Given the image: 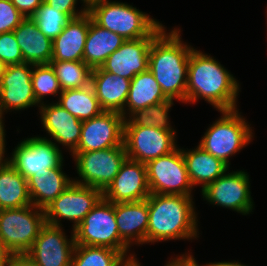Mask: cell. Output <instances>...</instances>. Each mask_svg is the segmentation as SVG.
<instances>
[{
	"mask_svg": "<svg viewBox=\"0 0 267 266\" xmlns=\"http://www.w3.org/2000/svg\"><path fill=\"white\" fill-rule=\"evenodd\" d=\"M239 83L216 59L192 49L188 62L186 103L204 99L218 111L236 109Z\"/></svg>",
	"mask_w": 267,
	"mask_h": 266,
	"instance_id": "1",
	"label": "cell"
},
{
	"mask_svg": "<svg viewBox=\"0 0 267 266\" xmlns=\"http://www.w3.org/2000/svg\"><path fill=\"white\" fill-rule=\"evenodd\" d=\"M180 29L166 33L165 28L153 39L148 70L164 95L186 103L188 62L192 47L181 41Z\"/></svg>",
	"mask_w": 267,
	"mask_h": 266,
	"instance_id": "2",
	"label": "cell"
},
{
	"mask_svg": "<svg viewBox=\"0 0 267 266\" xmlns=\"http://www.w3.org/2000/svg\"><path fill=\"white\" fill-rule=\"evenodd\" d=\"M192 199L177 194H150L147 243L199 237Z\"/></svg>",
	"mask_w": 267,
	"mask_h": 266,
	"instance_id": "3",
	"label": "cell"
},
{
	"mask_svg": "<svg viewBox=\"0 0 267 266\" xmlns=\"http://www.w3.org/2000/svg\"><path fill=\"white\" fill-rule=\"evenodd\" d=\"M92 20L100 27L135 40L149 36L161 23L123 2L99 0L88 6Z\"/></svg>",
	"mask_w": 267,
	"mask_h": 266,
	"instance_id": "4",
	"label": "cell"
},
{
	"mask_svg": "<svg viewBox=\"0 0 267 266\" xmlns=\"http://www.w3.org/2000/svg\"><path fill=\"white\" fill-rule=\"evenodd\" d=\"M219 112L222 114L221 118L206 130L198 146L229 167V156L251 142L253 130L237 108Z\"/></svg>",
	"mask_w": 267,
	"mask_h": 266,
	"instance_id": "5",
	"label": "cell"
},
{
	"mask_svg": "<svg viewBox=\"0 0 267 266\" xmlns=\"http://www.w3.org/2000/svg\"><path fill=\"white\" fill-rule=\"evenodd\" d=\"M76 245L109 247L125 257L129 246L120 238L114 203L101 198L82 222L73 229Z\"/></svg>",
	"mask_w": 267,
	"mask_h": 266,
	"instance_id": "6",
	"label": "cell"
},
{
	"mask_svg": "<svg viewBox=\"0 0 267 266\" xmlns=\"http://www.w3.org/2000/svg\"><path fill=\"white\" fill-rule=\"evenodd\" d=\"M45 212L33 204L0 210V242L13 254L24 255L34 244L42 226Z\"/></svg>",
	"mask_w": 267,
	"mask_h": 266,
	"instance_id": "7",
	"label": "cell"
},
{
	"mask_svg": "<svg viewBox=\"0 0 267 266\" xmlns=\"http://www.w3.org/2000/svg\"><path fill=\"white\" fill-rule=\"evenodd\" d=\"M76 169L80 180L73 182L97 188L102 192L118 174L127 159L124 146L111 147L105 150L73 152Z\"/></svg>",
	"mask_w": 267,
	"mask_h": 266,
	"instance_id": "8",
	"label": "cell"
},
{
	"mask_svg": "<svg viewBox=\"0 0 267 266\" xmlns=\"http://www.w3.org/2000/svg\"><path fill=\"white\" fill-rule=\"evenodd\" d=\"M147 182L151 194L192 196L190 181L182 148L160 156L146 164Z\"/></svg>",
	"mask_w": 267,
	"mask_h": 266,
	"instance_id": "9",
	"label": "cell"
},
{
	"mask_svg": "<svg viewBox=\"0 0 267 266\" xmlns=\"http://www.w3.org/2000/svg\"><path fill=\"white\" fill-rule=\"evenodd\" d=\"M26 180L34 174L53 168H63L59 146L46 137H30L15 147L12 157L6 159Z\"/></svg>",
	"mask_w": 267,
	"mask_h": 266,
	"instance_id": "10",
	"label": "cell"
},
{
	"mask_svg": "<svg viewBox=\"0 0 267 266\" xmlns=\"http://www.w3.org/2000/svg\"><path fill=\"white\" fill-rule=\"evenodd\" d=\"M103 197L102 191L72 182L44 209L46 223L62 226L60 219L74 221L75 229Z\"/></svg>",
	"mask_w": 267,
	"mask_h": 266,
	"instance_id": "11",
	"label": "cell"
},
{
	"mask_svg": "<svg viewBox=\"0 0 267 266\" xmlns=\"http://www.w3.org/2000/svg\"><path fill=\"white\" fill-rule=\"evenodd\" d=\"M176 131L157 127L124 126L123 144L127 158L147 164L177 148Z\"/></svg>",
	"mask_w": 267,
	"mask_h": 266,
	"instance_id": "12",
	"label": "cell"
},
{
	"mask_svg": "<svg viewBox=\"0 0 267 266\" xmlns=\"http://www.w3.org/2000/svg\"><path fill=\"white\" fill-rule=\"evenodd\" d=\"M201 192L210 204L232 209L243 215L251 213L254 207L249 175L242 170L225 172Z\"/></svg>",
	"mask_w": 267,
	"mask_h": 266,
	"instance_id": "13",
	"label": "cell"
},
{
	"mask_svg": "<svg viewBox=\"0 0 267 266\" xmlns=\"http://www.w3.org/2000/svg\"><path fill=\"white\" fill-rule=\"evenodd\" d=\"M61 226L45 223L32 247L24 254L38 266H71L75 248L74 233L71 239Z\"/></svg>",
	"mask_w": 267,
	"mask_h": 266,
	"instance_id": "14",
	"label": "cell"
},
{
	"mask_svg": "<svg viewBox=\"0 0 267 266\" xmlns=\"http://www.w3.org/2000/svg\"><path fill=\"white\" fill-rule=\"evenodd\" d=\"M124 121L121 113L115 111H103L100 115L83 121L80 140L74 152L124 146Z\"/></svg>",
	"mask_w": 267,
	"mask_h": 266,
	"instance_id": "15",
	"label": "cell"
},
{
	"mask_svg": "<svg viewBox=\"0 0 267 266\" xmlns=\"http://www.w3.org/2000/svg\"><path fill=\"white\" fill-rule=\"evenodd\" d=\"M162 23L147 37L126 40L101 66L105 71L132 80L147 71L149 51L153 39L164 29Z\"/></svg>",
	"mask_w": 267,
	"mask_h": 266,
	"instance_id": "16",
	"label": "cell"
},
{
	"mask_svg": "<svg viewBox=\"0 0 267 266\" xmlns=\"http://www.w3.org/2000/svg\"><path fill=\"white\" fill-rule=\"evenodd\" d=\"M33 65H7L0 84V112L24 110L39 104L32 87Z\"/></svg>",
	"mask_w": 267,
	"mask_h": 266,
	"instance_id": "17",
	"label": "cell"
},
{
	"mask_svg": "<svg viewBox=\"0 0 267 266\" xmlns=\"http://www.w3.org/2000/svg\"><path fill=\"white\" fill-rule=\"evenodd\" d=\"M103 198L112 202H136L149 197L146 164L126 159L118 174L102 192Z\"/></svg>",
	"mask_w": 267,
	"mask_h": 266,
	"instance_id": "18",
	"label": "cell"
},
{
	"mask_svg": "<svg viewBox=\"0 0 267 266\" xmlns=\"http://www.w3.org/2000/svg\"><path fill=\"white\" fill-rule=\"evenodd\" d=\"M40 117L43 127L55 142L68 147L73 153L78 146L82 131V123L72 116L57 102L53 104H41Z\"/></svg>",
	"mask_w": 267,
	"mask_h": 266,
	"instance_id": "19",
	"label": "cell"
},
{
	"mask_svg": "<svg viewBox=\"0 0 267 266\" xmlns=\"http://www.w3.org/2000/svg\"><path fill=\"white\" fill-rule=\"evenodd\" d=\"M114 211L120 238L129 247L132 243H147L148 198L136 202L114 203Z\"/></svg>",
	"mask_w": 267,
	"mask_h": 266,
	"instance_id": "20",
	"label": "cell"
},
{
	"mask_svg": "<svg viewBox=\"0 0 267 266\" xmlns=\"http://www.w3.org/2000/svg\"><path fill=\"white\" fill-rule=\"evenodd\" d=\"M131 80L105 71L102 67L92 69L91 85L104 111L122 113L128 97Z\"/></svg>",
	"mask_w": 267,
	"mask_h": 266,
	"instance_id": "21",
	"label": "cell"
},
{
	"mask_svg": "<svg viewBox=\"0 0 267 266\" xmlns=\"http://www.w3.org/2000/svg\"><path fill=\"white\" fill-rule=\"evenodd\" d=\"M90 14L71 19L63 31L52 41L51 61H83L88 35Z\"/></svg>",
	"mask_w": 267,
	"mask_h": 266,
	"instance_id": "22",
	"label": "cell"
},
{
	"mask_svg": "<svg viewBox=\"0 0 267 266\" xmlns=\"http://www.w3.org/2000/svg\"><path fill=\"white\" fill-rule=\"evenodd\" d=\"M25 63L32 65L50 64L53 43L37 27L31 18H24L13 31Z\"/></svg>",
	"mask_w": 267,
	"mask_h": 266,
	"instance_id": "23",
	"label": "cell"
},
{
	"mask_svg": "<svg viewBox=\"0 0 267 266\" xmlns=\"http://www.w3.org/2000/svg\"><path fill=\"white\" fill-rule=\"evenodd\" d=\"M126 39L97 25L90 15V24L84 46L83 61L91 68L101 67L106 59L117 50Z\"/></svg>",
	"mask_w": 267,
	"mask_h": 266,
	"instance_id": "24",
	"label": "cell"
},
{
	"mask_svg": "<svg viewBox=\"0 0 267 266\" xmlns=\"http://www.w3.org/2000/svg\"><path fill=\"white\" fill-rule=\"evenodd\" d=\"M182 154L192 186L201 185V190L229 170L224 162L200 146L189 151L182 149Z\"/></svg>",
	"mask_w": 267,
	"mask_h": 266,
	"instance_id": "25",
	"label": "cell"
},
{
	"mask_svg": "<svg viewBox=\"0 0 267 266\" xmlns=\"http://www.w3.org/2000/svg\"><path fill=\"white\" fill-rule=\"evenodd\" d=\"M27 181L32 204L43 210L73 182L62 168L34 174Z\"/></svg>",
	"mask_w": 267,
	"mask_h": 266,
	"instance_id": "26",
	"label": "cell"
},
{
	"mask_svg": "<svg viewBox=\"0 0 267 266\" xmlns=\"http://www.w3.org/2000/svg\"><path fill=\"white\" fill-rule=\"evenodd\" d=\"M167 100L169 99L162 92L154 75L147 70L137 74L131 80L125 108L121 115L126 119V116H130L137 110L145 109L148 106Z\"/></svg>",
	"mask_w": 267,
	"mask_h": 266,
	"instance_id": "27",
	"label": "cell"
},
{
	"mask_svg": "<svg viewBox=\"0 0 267 266\" xmlns=\"http://www.w3.org/2000/svg\"><path fill=\"white\" fill-rule=\"evenodd\" d=\"M28 181L6 160H0V210L31 205Z\"/></svg>",
	"mask_w": 267,
	"mask_h": 266,
	"instance_id": "28",
	"label": "cell"
},
{
	"mask_svg": "<svg viewBox=\"0 0 267 266\" xmlns=\"http://www.w3.org/2000/svg\"><path fill=\"white\" fill-rule=\"evenodd\" d=\"M57 103L80 121L90 120L104 111L91 84L62 91Z\"/></svg>",
	"mask_w": 267,
	"mask_h": 266,
	"instance_id": "29",
	"label": "cell"
},
{
	"mask_svg": "<svg viewBox=\"0 0 267 266\" xmlns=\"http://www.w3.org/2000/svg\"><path fill=\"white\" fill-rule=\"evenodd\" d=\"M133 259V254L125 257L109 247L75 245L71 266H124Z\"/></svg>",
	"mask_w": 267,
	"mask_h": 266,
	"instance_id": "30",
	"label": "cell"
},
{
	"mask_svg": "<svg viewBox=\"0 0 267 266\" xmlns=\"http://www.w3.org/2000/svg\"><path fill=\"white\" fill-rule=\"evenodd\" d=\"M61 90L83 88L91 83L92 69L84 61H51Z\"/></svg>",
	"mask_w": 267,
	"mask_h": 266,
	"instance_id": "31",
	"label": "cell"
},
{
	"mask_svg": "<svg viewBox=\"0 0 267 266\" xmlns=\"http://www.w3.org/2000/svg\"><path fill=\"white\" fill-rule=\"evenodd\" d=\"M173 100H167L148 106L133 112L126 117L124 126H147L157 127L165 131H175L169 123V110L173 105Z\"/></svg>",
	"mask_w": 267,
	"mask_h": 266,
	"instance_id": "32",
	"label": "cell"
},
{
	"mask_svg": "<svg viewBox=\"0 0 267 266\" xmlns=\"http://www.w3.org/2000/svg\"><path fill=\"white\" fill-rule=\"evenodd\" d=\"M32 87L36 102L41 105L44 96L61 94L62 90L51 64L33 65ZM60 92V93H59Z\"/></svg>",
	"mask_w": 267,
	"mask_h": 266,
	"instance_id": "33",
	"label": "cell"
},
{
	"mask_svg": "<svg viewBox=\"0 0 267 266\" xmlns=\"http://www.w3.org/2000/svg\"><path fill=\"white\" fill-rule=\"evenodd\" d=\"M38 29L52 41L63 31L71 20L66 14L57 11L43 2L31 17Z\"/></svg>",
	"mask_w": 267,
	"mask_h": 266,
	"instance_id": "34",
	"label": "cell"
},
{
	"mask_svg": "<svg viewBox=\"0 0 267 266\" xmlns=\"http://www.w3.org/2000/svg\"><path fill=\"white\" fill-rule=\"evenodd\" d=\"M0 59L6 66L25 63L13 31L0 34Z\"/></svg>",
	"mask_w": 267,
	"mask_h": 266,
	"instance_id": "35",
	"label": "cell"
},
{
	"mask_svg": "<svg viewBox=\"0 0 267 266\" xmlns=\"http://www.w3.org/2000/svg\"><path fill=\"white\" fill-rule=\"evenodd\" d=\"M23 19L11 0H0V34L14 31Z\"/></svg>",
	"mask_w": 267,
	"mask_h": 266,
	"instance_id": "36",
	"label": "cell"
},
{
	"mask_svg": "<svg viewBox=\"0 0 267 266\" xmlns=\"http://www.w3.org/2000/svg\"><path fill=\"white\" fill-rule=\"evenodd\" d=\"M77 1L78 0H44V2L50 7L66 14L70 19L80 17L88 12V5L84 2V0L81 1L85 6L78 12L75 7Z\"/></svg>",
	"mask_w": 267,
	"mask_h": 266,
	"instance_id": "37",
	"label": "cell"
},
{
	"mask_svg": "<svg viewBox=\"0 0 267 266\" xmlns=\"http://www.w3.org/2000/svg\"><path fill=\"white\" fill-rule=\"evenodd\" d=\"M11 2L24 18H28L35 14L44 0H11Z\"/></svg>",
	"mask_w": 267,
	"mask_h": 266,
	"instance_id": "38",
	"label": "cell"
},
{
	"mask_svg": "<svg viewBox=\"0 0 267 266\" xmlns=\"http://www.w3.org/2000/svg\"><path fill=\"white\" fill-rule=\"evenodd\" d=\"M182 257H187L195 266H200L197 264V261L195 260V258H193V256L189 253V254H183ZM201 266H247V265H243L237 261L234 262H215V263H209L206 265H201Z\"/></svg>",
	"mask_w": 267,
	"mask_h": 266,
	"instance_id": "39",
	"label": "cell"
},
{
	"mask_svg": "<svg viewBox=\"0 0 267 266\" xmlns=\"http://www.w3.org/2000/svg\"><path fill=\"white\" fill-rule=\"evenodd\" d=\"M10 266H38L25 255H13Z\"/></svg>",
	"mask_w": 267,
	"mask_h": 266,
	"instance_id": "40",
	"label": "cell"
},
{
	"mask_svg": "<svg viewBox=\"0 0 267 266\" xmlns=\"http://www.w3.org/2000/svg\"><path fill=\"white\" fill-rule=\"evenodd\" d=\"M13 254L0 242V266H10Z\"/></svg>",
	"mask_w": 267,
	"mask_h": 266,
	"instance_id": "41",
	"label": "cell"
},
{
	"mask_svg": "<svg viewBox=\"0 0 267 266\" xmlns=\"http://www.w3.org/2000/svg\"><path fill=\"white\" fill-rule=\"evenodd\" d=\"M3 113L0 112V160H4L5 155V130L3 122Z\"/></svg>",
	"mask_w": 267,
	"mask_h": 266,
	"instance_id": "42",
	"label": "cell"
},
{
	"mask_svg": "<svg viewBox=\"0 0 267 266\" xmlns=\"http://www.w3.org/2000/svg\"><path fill=\"white\" fill-rule=\"evenodd\" d=\"M170 260L165 266H195L187 257L177 256Z\"/></svg>",
	"mask_w": 267,
	"mask_h": 266,
	"instance_id": "43",
	"label": "cell"
},
{
	"mask_svg": "<svg viewBox=\"0 0 267 266\" xmlns=\"http://www.w3.org/2000/svg\"><path fill=\"white\" fill-rule=\"evenodd\" d=\"M5 69H6V65L0 59V84H1V81H2V76H3L4 72H5Z\"/></svg>",
	"mask_w": 267,
	"mask_h": 266,
	"instance_id": "44",
	"label": "cell"
},
{
	"mask_svg": "<svg viewBox=\"0 0 267 266\" xmlns=\"http://www.w3.org/2000/svg\"><path fill=\"white\" fill-rule=\"evenodd\" d=\"M124 266H141V264L135 258L133 260H128V262Z\"/></svg>",
	"mask_w": 267,
	"mask_h": 266,
	"instance_id": "45",
	"label": "cell"
},
{
	"mask_svg": "<svg viewBox=\"0 0 267 266\" xmlns=\"http://www.w3.org/2000/svg\"><path fill=\"white\" fill-rule=\"evenodd\" d=\"M99 0H84V2L89 6L91 3Z\"/></svg>",
	"mask_w": 267,
	"mask_h": 266,
	"instance_id": "46",
	"label": "cell"
}]
</instances>
